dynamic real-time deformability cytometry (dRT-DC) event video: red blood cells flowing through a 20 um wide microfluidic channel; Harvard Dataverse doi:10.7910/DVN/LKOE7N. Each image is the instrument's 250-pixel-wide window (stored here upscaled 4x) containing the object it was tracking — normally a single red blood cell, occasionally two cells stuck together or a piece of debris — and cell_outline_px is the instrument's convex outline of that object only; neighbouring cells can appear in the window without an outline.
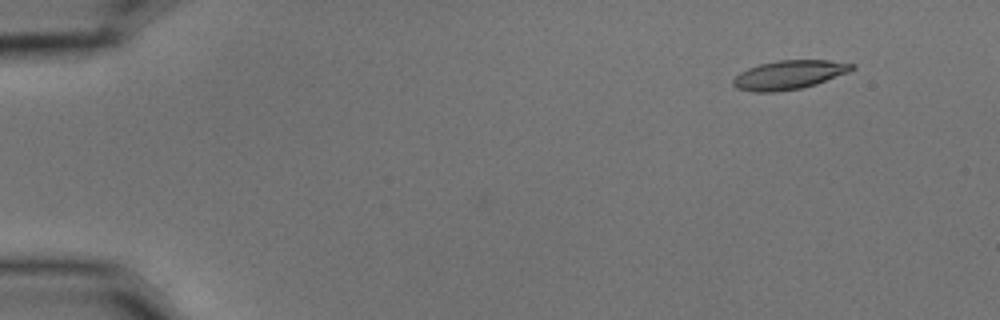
{"species": "common noctule bat (a hibernating species)", "species_latin": "Nyctalus noctula", "temperature_condition": "cold", "stored_images_in_passage": 6, "camera_frame_rate_fps": 3000, "um_per_image_px": 0.085, "animal": {"sex": "male", "body_mass_g": 15.6}, "frame": {"image": 1, "passage_image": 2, "time_ms": 0.333, "image_size_px": [1000, 320], "cell_outline_px": [[856, 68], [848, 72], [816, 84], [800, 88], [776, 92], [752, 92], [736, 88], [732, 84], [732, 80], [740, 72], [748, 68], [760, 64], [776, 60], [828, 60], [856, 64]], "centroid_in_image_um": [67.06, 6.36], "position_along_channel_um": 17.9, "area_um2": 20.06}}
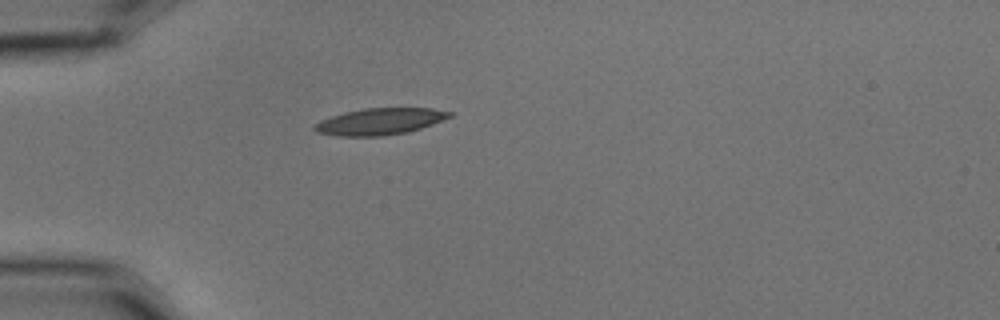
{"frame": {"image": 2, "passage_image": 5, "time_ms": 1.333, "image_size_px": [1000, 320], "cell_outline_px": [[452, 116], [432, 124], [408, 132], [380, 136], [340, 136], [316, 132], [312, 128], [312, 124], [320, 120], [344, 112], [364, 108], [432, 108], [452, 112]], "centroid_in_image_um": [32.25, 10.32], "position_along_channel_um": 52.8, "area_um2": 20.92}}